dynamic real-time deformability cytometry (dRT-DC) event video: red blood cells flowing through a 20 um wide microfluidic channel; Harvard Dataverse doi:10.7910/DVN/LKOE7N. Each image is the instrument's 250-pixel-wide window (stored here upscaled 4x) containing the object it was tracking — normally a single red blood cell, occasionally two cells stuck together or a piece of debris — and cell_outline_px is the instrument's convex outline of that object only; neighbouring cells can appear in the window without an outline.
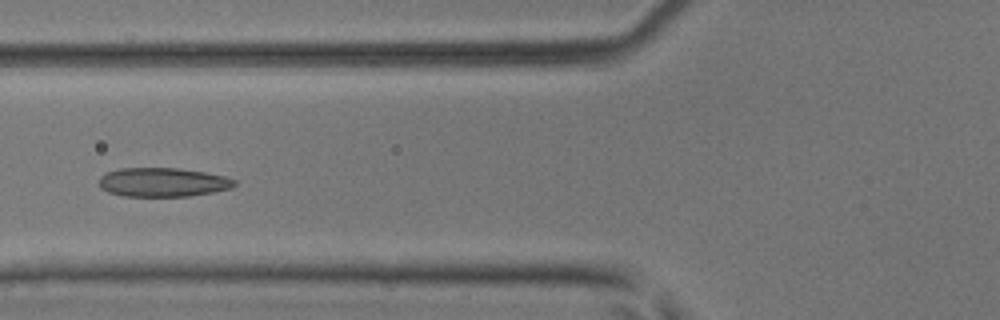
{"species": "common noctule bat (a hibernating species)", "species_latin": "Nyctalus noctula", "temperature_condition": "room temperature", "stored_images_in_passage": 5, "camera_frame_rate_fps": 3000, "um_per_image_px": 0.085, "animal": {"sex": "male", "body_mass_g": 17.9, "forearm_length_mm": 54.2}, "frame": {"image": 1, "passage_image": 5, "time_ms": 5.333, "image_size_px": [1000, 320], "cell_outline_px": [[236, 184], [232, 188], [212, 192], [188, 196], [124, 196], [108, 192], [100, 188], [100, 176], [108, 172], [120, 168], [176, 168], [204, 172], [224, 176], [236, 180]], "centroid_in_image_um": [13.84, 15.49], "position_along_channel_um": 112.0, "area_um2": 22.77}}